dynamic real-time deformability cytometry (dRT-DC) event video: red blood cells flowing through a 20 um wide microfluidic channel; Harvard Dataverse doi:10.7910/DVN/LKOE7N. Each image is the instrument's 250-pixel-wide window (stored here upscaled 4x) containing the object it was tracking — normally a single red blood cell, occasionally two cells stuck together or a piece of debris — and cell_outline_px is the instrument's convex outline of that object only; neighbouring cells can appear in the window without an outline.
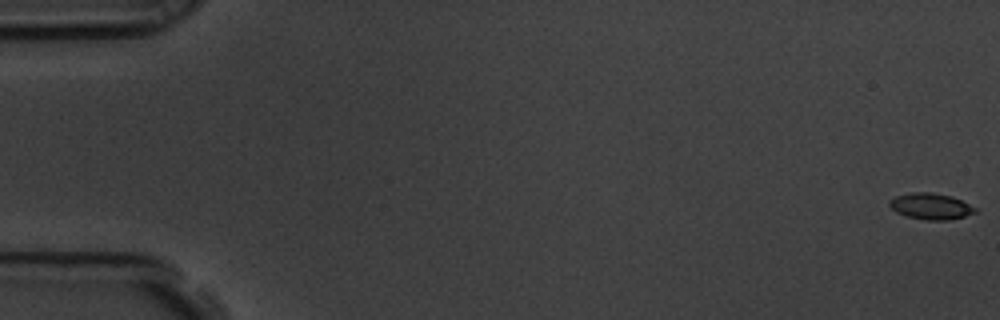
{"species": "common noctule bat (a hibernating species)", "species_latin": "Nyctalus noctula", "temperature_condition": "room temperature", "stored_images_in_passage": 60, "camera_frame_rate_fps": 3000, "um_per_image_px": 0.085, "animal": {"sex": "male", "body_mass_g": 19.5, "forearm_length_mm": 54.6}, "frame": {"image": 1, "passage_image": 1, "time_ms": 0.0, "image_size_px": [1000, 320], "cell_outline_px": [[976, 212], [964, 216], [948, 220], [924, 220], [908, 216], [896, 212], [888, 204], [888, 200], [896, 196], [912, 192], [932, 192], [952, 196], [976, 208]], "centroid_in_image_um": [79.09, 17.53], "position_along_channel_um": 5.9, "area_um2": 13.01}}
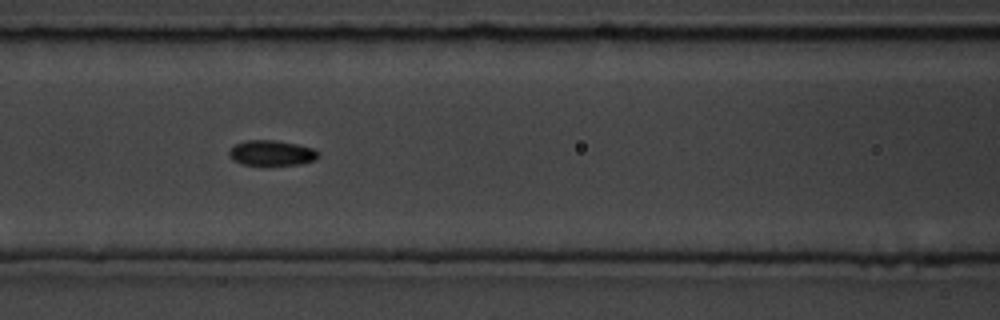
{"frame": {"image": 2, "passage_image": 26, "time_ms": 8.333, "image_size_px": [1000, 320], "cell_outline_px": [[320, 156], [316, 160], [300, 164], [240, 164], [232, 160], [228, 156], [228, 152], [236, 144], [244, 140], [276, 140], [296, 144], [312, 148], [320, 152]], "centroid_in_image_um": [23.09, 12.99], "position_along_channel_um": 143.5, "area_um2": 13.12}}
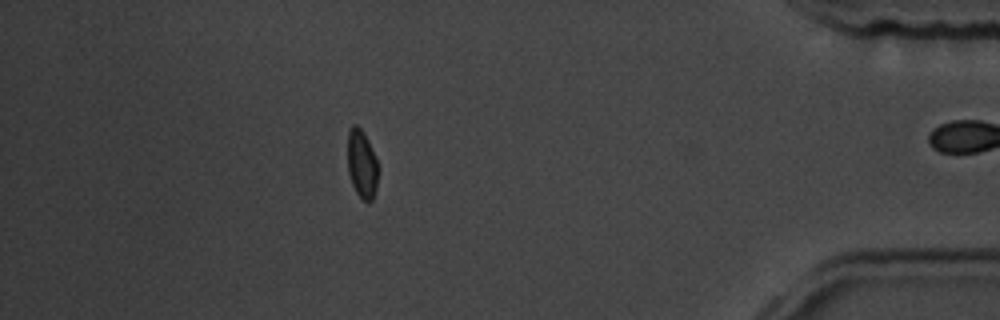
{"frame": {"image": 3, "passage_image": 52, "time_ms": 17.0, "image_size_px": [1000, 320], "cell_outline_px": [[380, 168], [376, 188], [372, 200], [368, 204], [356, 192], [352, 184], [348, 172], [348, 128], [352, 124], [356, 124], [364, 132], [368, 140]], "centroid_in_image_um": [30.77, 13.93], "position_along_channel_um": 404.4, "area_um2": 12.43}, "authors_computed_cell_mechanics": {"area_um2": 12.6582, "velocity_mm_per_s": 3.5448, "shape_relaxation_time_tau1_ms": 1.6948, "shape_relaxation_time_tau2_ms": 0.6139, "deformation_change_tau1": 0.1096, "deformation_change_tau2": 0.0432}}